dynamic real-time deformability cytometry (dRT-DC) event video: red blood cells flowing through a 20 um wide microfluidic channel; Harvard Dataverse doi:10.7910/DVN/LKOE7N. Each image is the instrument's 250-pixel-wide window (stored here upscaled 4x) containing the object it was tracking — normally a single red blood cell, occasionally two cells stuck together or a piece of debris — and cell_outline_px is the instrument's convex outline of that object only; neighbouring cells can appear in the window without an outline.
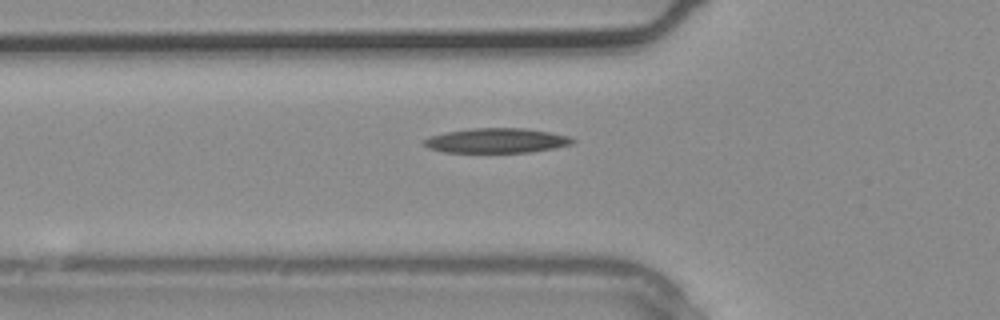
{"species": "common noctule bat (a hibernating species)", "species_latin": "Nyctalus noctula", "temperature_condition": "warm", "stored_images_in_passage": 3, "camera_frame_rate_fps": 3000, "um_per_image_px": 0.085, "animal": {"sex": "male", "body_mass_g": 20.4}, "frame": {"image": 1, "passage_image": 3, "time_ms": 0.667, "image_size_px": [1000, 320], "cell_outline_px": [[576, 140], [572, 144], [532, 152], [444, 152], [428, 148], [420, 140], [428, 136], [448, 132], [472, 128], [524, 128], [548, 132], [568, 136]], "centroid_in_image_um": [42.16, 11.95], "position_along_channel_um": 83.6, "area_um2": 21.33}}